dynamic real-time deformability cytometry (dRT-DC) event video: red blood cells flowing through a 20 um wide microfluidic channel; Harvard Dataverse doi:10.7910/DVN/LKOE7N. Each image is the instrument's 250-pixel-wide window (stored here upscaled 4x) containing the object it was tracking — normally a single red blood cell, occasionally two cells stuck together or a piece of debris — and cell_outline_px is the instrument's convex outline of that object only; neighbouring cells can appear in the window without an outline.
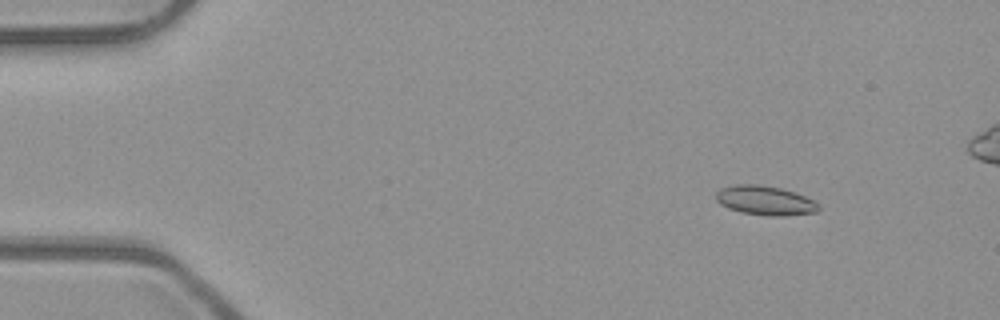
{"species": "common noctule bat (a hibernating species)", "species_latin": "Nyctalus noctula", "temperature_condition": "room temperature", "stored_images_in_passage": 53, "camera_frame_rate_fps": 3000, "um_per_image_px": 0.085, "animal": {"sex": "male", "body_mass_g": 23.1, "forearm_length_mm": 52.7}, "frame": {"image": 1, "passage_image": 6, "time_ms": 1.667, "image_size_px": [1000, 320], "cell_outline_px": [[820, 208], [816, 212], [784, 216], [768, 216], [740, 212], [728, 208], [720, 204], [716, 200], [716, 192], [720, 188], [736, 184], [756, 184], [780, 188], [804, 196], [812, 200]], "centroid_in_image_um": [64.98, 17.05], "position_along_channel_um": 20.0, "area_um2": 17.4}}
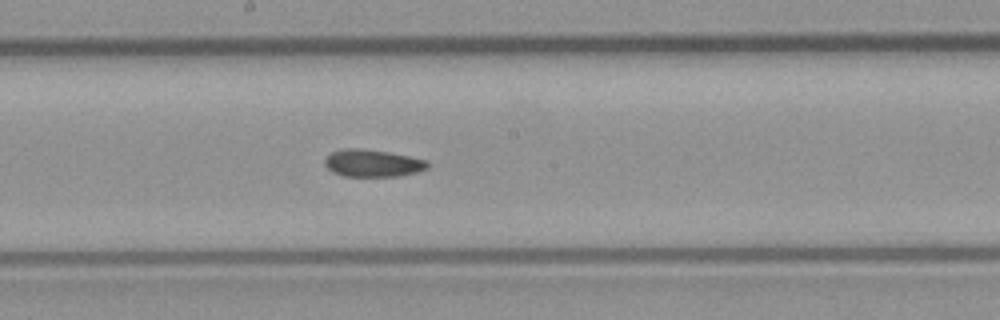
{"frame": {"image": 2, "passage_image": 28, "time_ms": 9.0, "image_size_px": [1000, 320], "cell_outline_px": [[428, 168], [416, 172], [396, 176], [344, 176], [332, 172], [324, 164], [324, 160], [332, 152], [344, 148], [360, 148], [388, 152], [428, 160]], "centroid_in_image_um": [31.66, 13.86], "position_along_channel_um": 216.5, "area_um2": 16.24}}
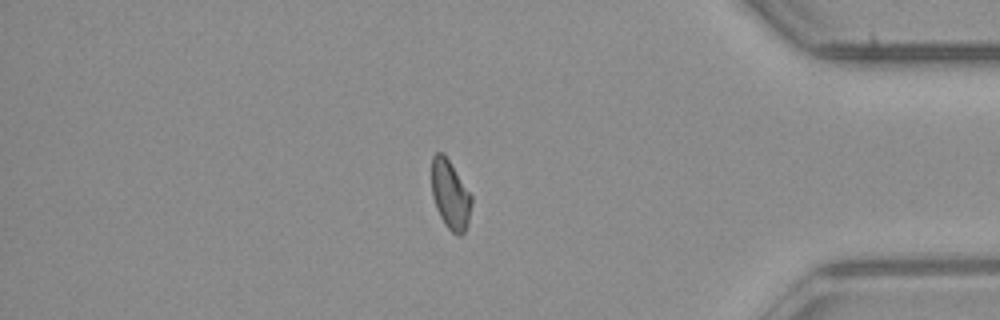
{"frame": {"image": 3, "passage_image": 44, "time_ms": 14.333, "image_size_px": [1000, 320], "cell_outline_px": [[472, 204], [468, 224], [464, 232], [460, 236], [456, 236], [444, 224], [436, 208], [432, 196], [432, 156], [436, 152], [444, 152], [472, 196]], "centroid_in_image_um": [38.28, 16.56], "position_along_channel_um": 396.9, "area_um2": 16.18}, "authors_computed_cell_mechanics": {"area_um2": 16.5308, "velocity_mm_per_s": 3.9898, "shape_relaxation_time_tau1_ms": null, "shape_relaxation_time_tau2_ms": 7.3378, "deformation_change_tau1": null, "deformation_change_tau2": 0.1309}}